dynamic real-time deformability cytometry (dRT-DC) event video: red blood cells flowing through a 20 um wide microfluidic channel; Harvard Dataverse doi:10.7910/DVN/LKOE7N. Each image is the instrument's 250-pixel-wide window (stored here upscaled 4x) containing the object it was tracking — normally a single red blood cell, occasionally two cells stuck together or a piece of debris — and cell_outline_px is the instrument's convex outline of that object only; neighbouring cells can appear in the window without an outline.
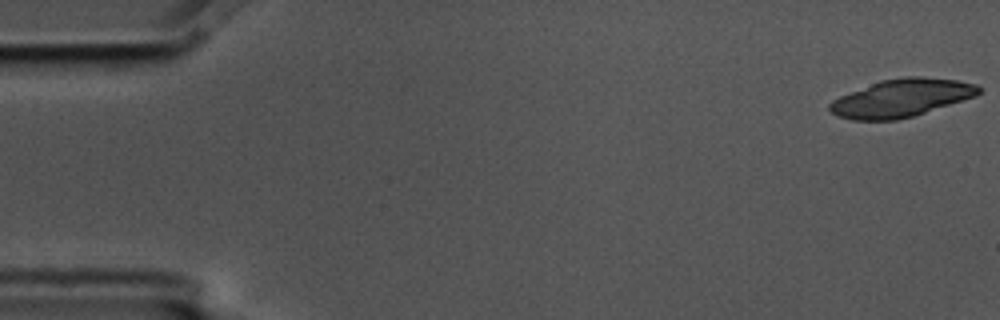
{"species": "common noctule bat (a hibernating species)", "species_latin": "Nyctalus noctula", "temperature_condition": "cold", "stored_images_in_passage": 4, "camera_frame_rate_fps": 3000, "um_per_image_px": 0.085, "animal": {"sex": "male", "body_mass_g": 17.5, "forearm_length_mm": 52.3}, "frame": {"image": 1, "passage_image": 1, "time_ms": 0.0, "image_size_px": [1000, 320], "cell_outline_px": [[980, 92], [976, 96], [912, 116], [896, 120], [852, 120], [840, 116], [832, 112], [828, 108], [828, 104], [832, 100], [840, 96], [880, 80], [904, 76], [920, 76], [956, 80], [976, 84], [980, 88]], "centroid_in_image_um": [76.6, 8.32], "position_along_channel_um": 8.4, "area_um2": 32.54}}